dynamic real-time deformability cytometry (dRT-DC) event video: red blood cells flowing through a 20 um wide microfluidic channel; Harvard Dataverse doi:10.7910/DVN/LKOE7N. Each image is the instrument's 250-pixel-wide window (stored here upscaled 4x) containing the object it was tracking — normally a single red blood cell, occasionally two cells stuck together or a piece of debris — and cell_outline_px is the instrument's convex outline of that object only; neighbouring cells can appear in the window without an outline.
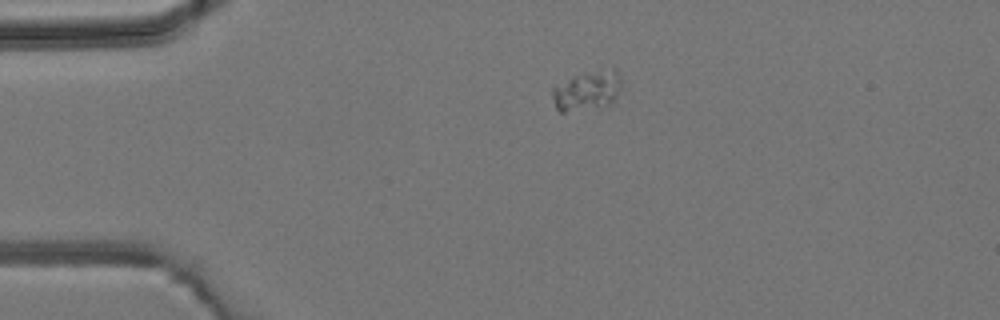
{"species": "common noctule bat (a hibernating species)", "species_latin": "Nyctalus noctula", "temperature_condition": "room temperature", "stored_images_in_passage": 2, "camera_frame_rate_fps": 3000, "um_per_image_px": 0.085, "animal": {"sex": "male", "body_mass_g": 19.2, "forearm_length_mm": 51.8}, "frame": {"image": 1, "passage_image": 1, "time_ms": 0.0, "image_size_px": [1000, 320], "cell_outline_px": [[620, 88], [616, 104], [600, 108], [564, 112], [560, 112], [556, 108], [552, 96], [552, 84], [576, 76], [600, 72], [616, 72], [620, 80]], "centroid_in_image_um": [49.86, 7.81], "position_along_channel_um": 35.1, "area_um2": 15.78}}